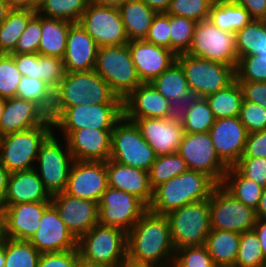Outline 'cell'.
Here are the masks:
<instances>
[{
    "instance_id": "cell-44",
    "label": "cell",
    "mask_w": 266,
    "mask_h": 267,
    "mask_svg": "<svg viewBox=\"0 0 266 267\" xmlns=\"http://www.w3.org/2000/svg\"><path fill=\"white\" fill-rule=\"evenodd\" d=\"M264 264L266 260L254 230L241 233L239 250L233 267H260Z\"/></svg>"
},
{
    "instance_id": "cell-53",
    "label": "cell",
    "mask_w": 266,
    "mask_h": 267,
    "mask_svg": "<svg viewBox=\"0 0 266 267\" xmlns=\"http://www.w3.org/2000/svg\"><path fill=\"white\" fill-rule=\"evenodd\" d=\"M144 40L170 49V14L157 13Z\"/></svg>"
},
{
    "instance_id": "cell-60",
    "label": "cell",
    "mask_w": 266,
    "mask_h": 267,
    "mask_svg": "<svg viewBox=\"0 0 266 267\" xmlns=\"http://www.w3.org/2000/svg\"><path fill=\"white\" fill-rule=\"evenodd\" d=\"M244 7L253 19L261 20L266 15V0H234Z\"/></svg>"
},
{
    "instance_id": "cell-33",
    "label": "cell",
    "mask_w": 266,
    "mask_h": 267,
    "mask_svg": "<svg viewBox=\"0 0 266 267\" xmlns=\"http://www.w3.org/2000/svg\"><path fill=\"white\" fill-rule=\"evenodd\" d=\"M208 19L222 31L233 33L254 20L250 13L234 0H214Z\"/></svg>"
},
{
    "instance_id": "cell-47",
    "label": "cell",
    "mask_w": 266,
    "mask_h": 267,
    "mask_svg": "<svg viewBox=\"0 0 266 267\" xmlns=\"http://www.w3.org/2000/svg\"><path fill=\"white\" fill-rule=\"evenodd\" d=\"M21 77L14 57L8 53H0V97H16Z\"/></svg>"
},
{
    "instance_id": "cell-3",
    "label": "cell",
    "mask_w": 266,
    "mask_h": 267,
    "mask_svg": "<svg viewBox=\"0 0 266 267\" xmlns=\"http://www.w3.org/2000/svg\"><path fill=\"white\" fill-rule=\"evenodd\" d=\"M217 185L207 174L187 170L157 186L148 209L166 216L184 205L209 199Z\"/></svg>"
},
{
    "instance_id": "cell-72",
    "label": "cell",
    "mask_w": 266,
    "mask_h": 267,
    "mask_svg": "<svg viewBox=\"0 0 266 267\" xmlns=\"http://www.w3.org/2000/svg\"><path fill=\"white\" fill-rule=\"evenodd\" d=\"M5 102H6V99L0 97V121H1V116L3 114V110H4V107H5Z\"/></svg>"
},
{
    "instance_id": "cell-2",
    "label": "cell",
    "mask_w": 266,
    "mask_h": 267,
    "mask_svg": "<svg viewBox=\"0 0 266 267\" xmlns=\"http://www.w3.org/2000/svg\"><path fill=\"white\" fill-rule=\"evenodd\" d=\"M101 103H123V100L94 69L65 72L60 84L54 90V104L49 118L53 121L67 107Z\"/></svg>"
},
{
    "instance_id": "cell-51",
    "label": "cell",
    "mask_w": 266,
    "mask_h": 267,
    "mask_svg": "<svg viewBox=\"0 0 266 267\" xmlns=\"http://www.w3.org/2000/svg\"><path fill=\"white\" fill-rule=\"evenodd\" d=\"M239 118L248 134L266 129V108L262 105L243 99Z\"/></svg>"
},
{
    "instance_id": "cell-40",
    "label": "cell",
    "mask_w": 266,
    "mask_h": 267,
    "mask_svg": "<svg viewBox=\"0 0 266 267\" xmlns=\"http://www.w3.org/2000/svg\"><path fill=\"white\" fill-rule=\"evenodd\" d=\"M188 170L185 160L178 152L156 156L149 172V183L154 190L160 184Z\"/></svg>"
},
{
    "instance_id": "cell-26",
    "label": "cell",
    "mask_w": 266,
    "mask_h": 267,
    "mask_svg": "<svg viewBox=\"0 0 266 267\" xmlns=\"http://www.w3.org/2000/svg\"><path fill=\"white\" fill-rule=\"evenodd\" d=\"M98 46L79 24L70 26L66 51L62 58L65 72L90 71L95 68Z\"/></svg>"
},
{
    "instance_id": "cell-74",
    "label": "cell",
    "mask_w": 266,
    "mask_h": 267,
    "mask_svg": "<svg viewBox=\"0 0 266 267\" xmlns=\"http://www.w3.org/2000/svg\"><path fill=\"white\" fill-rule=\"evenodd\" d=\"M261 20L263 21V23L265 24V27H266V15Z\"/></svg>"
},
{
    "instance_id": "cell-48",
    "label": "cell",
    "mask_w": 266,
    "mask_h": 267,
    "mask_svg": "<svg viewBox=\"0 0 266 267\" xmlns=\"http://www.w3.org/2000/svg\"><path fill=\"white\" fill-rule=\"evenodd\" d=\"M237 81L266 82V57L247 55L238 59L235 69Z\"/></svg>"
},
{
    "instance_id": "cell-36",
    "label": "cell",
    "mask_w": 266,
    "mask_h": 267,
    "mask_svg": "<svg viewBox=\"0 0 266 267\" xmlns=\"http://www.w3.org/2000/svg\"><path fill=\"white\" fill-rule=\"evenodd\" d=\"M36 10L12 9L0 24V53L10 54Z\"/></svg>"
},
{
    "instance_id": "cell-22",
    "label": "cell",
    "mask_w": 266,
    "mask_h": 267,
    "mask_svg": "<svg viewBox=\"0 0 266 267\" xmlns=\"http://www.w3.org/2000/svg\"><path fill=\"white\" fill-rule=\"evenodd\" d=\"M50 205L51 201H43L1 206L5 237L29 241L39 228L44 211Z\"/></svg>"
},
{
    "instance_id": "cell-21",
    "label": "cell",
    "mask_w": 266,
    "mask_h": 267,
    "mask_svg": "<svg viewBox=\"0 0 266 267\" xmlns=\"http://www.w3.org/2000/svg\"><path fill=\"white\" fill-rule=\"evenodd\" d=\"M208 133L217 155L228 167L242 157L248 133L239 116L216 119Z\"/></svg>"
},
{
    "instance_id": "cell-32",
    "label": "cell",
    "mask_w": 266,
    "mask_h": 267,
    "mask_svg": "<svg viewBox=\"0 0 266 267\" xmlns=\"http://www.w3.org/2000/svg\"><path fill=\"white\" fill-rule=\"evenodd\" d=\"M73 23L41 15V39L38 53L45 56L63 58L67 36Z\"/></svg>"
},
{
    "instance_id": "cell-6",
    "label": "cell",
    "mask_w": 266,
    "mask_h": 267,
    "mask_svg": "<svg viewBox=\"0 0 266 267\" xmlns=\"http://www.w3.org/2000/svg\"><path fill=\"white\" fill-rule=\"evenodd\" d=\"M94 71L122 100L142 83L132 61L128 43L98 47Z\"/></svg>"
},
{
    "instance_id": "cell-68",
    "label": "cell",
    "mask_w": 266,
    "mask_h": 267,
    "mask_svg": "<svg viewBox=\"0 0 266 267\" xmlns=\"http://www.w3.org/2000/svg\"><path fill=\"white\" fill-rule=\"evenodd\" d=\"M120 267H161L156 264H146V263H135L126 259Z\"/></svg>"
},
{
    "instance_id": "cell-67",
    "label": "cell",
    "mask_w": 266,
    "mask_h": 267,
    "mask_svg": "<svg viewBox=\"0 0 266 267\" xmlns=\"http://www.w3.org/2000/svg\"><path fill=\"white\" fill-rule=\"evenodd\" d=\"M93 1L101 5L119 8L123 3H125L128 0H93Z\"/></svg>"
},
{
    "instance_id": "cell-69",
    "label": "cell",
    "mask_w": 266,
    "mask_h": 267,
    "mask_svg": "<svg viewBox=\"0 0 266 267\" xmlns=\"http://www.w3.org/2000/svg\"><path fill=\"white\" fill-rule=\"evenodd\" d=\"M76 267H99V266L79 256Z\"/></svg>"
},
{
    "instance_id": "cell-45",
    "label": "cell",
    "mask_w": 266,
    "mask_h": 267,
    "mask_svg": "<svg viewBox=\"0 0 266 267\" xmlns=\"http://www.w3.org/2000/svg\"><path fill=\"white\" fill-rule=\"evenodd\" d=\"M215 117L205 98H200L189 108L183 124L184 133H205L215 123Z\"/></svg>"
},
{
    "instance_id": "cell-13",
    "label": "cell",
    "mask_w": 266,
    "mask_h": 267,
    "mask_svg": "<svg viewBox=\"0 0 266 267\" xmlns=\"http://www.w3.org/2000/svg\"><path fill=\"white\" fill-rule=\"evenodd\" d=\"M256 211L235 199L220 184L210 196V227L216 230L243 233L253 230Z\"/></svg>"
},
{
    "instance_id": "cell-29",
    "label": "cell",
    "mask_w": 266,
    "mask_h": 267,
    "mask_svg": "<svg viewBox=\"0 0 266 267\" xmlns=\"http://www.w3.org/2000/svg\"><path fill=\"white\" fill-rule=\"evenodd\" d=\"M51 201L35 169L10 173L4 202L1 206L26 202Z\"/></svg>"
},
{
    "instance_id": "cell-66",
    "label": "cell",
    "mask_w": 266,
    "mask_h": 267,
    "mask_svg": "<svg viewBox=\"0 0 266 267\" xmlns=\"http://www.w3.org/2000/svg\"><path fill=\"white\" fill-rule=\"evenodd\" d=\"M12 8L5 0H0V24L7 18Z\"/></svg>"
},
{
    "instance_id": "cell-65",
    "label": "cell",
    "mask_w": 266,
    "mask_h": 267,
    "mask_svg": "<svg viewBox=\"0 0 266 267\" xmlns=\"http://www.w3.org/2000/svg\"><path fill=\"white\" fill-rule=\"evenodd\" d=\"M255 211L257 218L266 219V188L263 190L259 205Z\"/></svg>"
},
{
    "instance_id": "cell-56",
    "label": "cell",
    "mask_w": 266,
    "mask_h": 267,
    "mask_svg": "<svg viewBox=\"0 0 266 267\" xmlns=\"http://www.w3.org/2000/svg\"><path fill=\"white\" fill-rule=\"evenodd\" d=\"M15 60L18 71L22 76L40 79L39 53H10Z\"/></svg>"
},
{
    "instance_id": "cell-54",
    "label": "cell",
    "mask_w": 266,
    "mask_h": 267,
    "mask_svg": "<svg viewBox=\"0 0 266 267\" xmlns=\"http://www.w3.org/2000/svg\"><path fill=\"white\" fill-rule=\"evenodd\" d=\"M65 75L63 60L59 57L40 55V79L53 90Z\"/></svg>"
},
{
    "instance_id": "cell-62",
    "label": "cell",
    "mask_w": 266,
    "mask_h": 267,
    "mask_svg": "<svg viewBox=\"0 0 266 267\" xmlns=\"http://www.w3.org/2000/svg\"><path fill=\"white\" fill-rule=\"evenodd\" d=\"M12 9L36 10L39 0H5Z\"/></svg>"
},
{
    "instance_id": "cell-71",
    "label": "cell",
    "mask_w": 266,
    "mask_h": 267,
    "mask_svg": "<svg viewBox=\"0 0 266 267\" xmlns=\"http://www.w3.org/2000/svg\"><path fill=\"white\" fill-rule=\"evenodd\" d=\"M5 239L4 235V218L3 215H0V245H2L3 241Z\"/></svg>"
},
{
    "instance_id": "cell-24",
    "label": "cell",
    "mask_w": 266,
    "mask_h": 267,
    "mask_svg": "<svg viewBox=\"0 0 266 267\" xmlns=\"http://www.w3.org/2000/svg\"><path fill=\"white\" fill-rule=\"evenodd\" d=\"M156 156L175 153L182 141L184 129L165 118H142L133 121Z\"/></svg>"
},
{
    "instance_id": "cell-31",
    "label": "cell",
    "mask_w": 266,
    "mask_h": 267,
    "mask_svg": "<svg viewBox=\"0 0 266 267\" xmlns=\"http://www.w3.org/2000/svg\"><path fill=\"white\" fill-rule=\"evenodd\" d=\"M240 233L211 229L204 246L217 267L234 266L239 250Z\"/></svg>"
},
{
    "instance_id": "cell-34",
    "label": "cell",
    "mask_w": 266,
    "mask_h": 267,
    "mask_svg": "<svg viewBox=\"0 0 266 267\" xmlns=\"http://www.w3.org/2000/svg\"><path fill=\"white\" fill-rule=\"evenodd\" d=\"M235 199L256 210L264 187L243 177L233 166H230L220 184Z\"/></svg>"
},
{
    "instance_id": "cell-14",
    "label": "cell",
    "mask_w": 266,
    "mask_h": 267,
    "mask_svg": "<svg viewBox=\"0 0 266 267\" xmlns=\"http://www.w3.org/2000/svg\"><path fill=\"white\" fill-rule=\"evenodd\" d=\"M78 23L94 39L98 47L129 42L118 8L101 5L91 0Z\"/></svg>"
},
{
    "instance_id": "cell-16",
    "label": "cell",
    "mask_w": 266,
    "mask_h": 267,
    "mask_svg": "<svg viewBox=\"0 0 266 267\" xmlns=\"http://www.w3.org/2000/svg\"><path fill=\"white\" fill-rule=\"evenodd\" d=\"M177 152L188 170L203 172L221 184L229 167L217 155L208 132L184 133Z\"/></svg>"
},
{
    "instance_id": "cell-76",
    "label": "cell",
    "mask_w": 266,
    "mask_h": 267,
    "mask_svg": "<svg viewBox=\"0 0 266 267\" xmlns=\"http://www.w3.org/2000/svg\"><path fill=\"white\" fill-rule=\"evenodd\" d=\"M2 214V207H1V205H0V215Z\"/></svg>"
},
{
    "instance_id": "cell-37",
    "label": "cell",
    "mask_w": 266,
    "mask_h": 267,
    "mask_svg": "<svg viewBox=\"0 0 266 267\" xmlns=\"http://www.w3.org/2000/svg\"><path fill=\"white\" fill-rule=\"evenodd\" d=\"M151 84L170 102L191 93L184 71L175 61L171 66L155 78Z\"/></svg>"
},
{
    "instance_id": "cell-57",
    "label": "cell",
    "mask_w": 266,
    "mask_h": 267,
    "mask_svg": "<svg viewBox=\"0 0 266 267\" xmlns=\"http://www.w3.org/2000/svg\"><path fill=\"white\" fill-rule=\"evenodd\" d=\"M200 98L201 97L198 95L189 93L180 98L179 101L170 102V108L165 119L183 126L187 111L194 106Z\"/></svg>"
},
{
    "instance_id": "cell-73",
    "label": "cell",
    "mask_w": 266,
    "mask_h": 267,
    "mask_svg": "<svg viewBox=\"0 0 266 267\" xmlns=\"http://www.w3.org/2000/svg\"><path fill=\"white\" fill-rule=\"evenodd\" d=\"M262 50L259 52L258 55L262 57H266V39H264V44L262 45Z\"/></svg>"
},
{
    "instance_id": "cell-55",
    "label": "cell",
    "mask_w": 266,
    "mask_h": 267,
    "mask_svg": "<svg viewBox=\"0 0 266 267\" xmlns=\"http://www.w3.org/2000/svg\"><path fill=\"white\" fill-rule=\"evenodd\" d=\"M79 256L78 249L42 253L37 267H76Z\"/></svg>"
},
{
    "instance_id": "cell-42",
    "label": "cell",
    "mask_w": 266,
    "mask_h": 267,
    "mask_svg": "<svg viewBox=\"0 0 266 267\" xmlns=\"http://www.w3.org/2000/svg\"><path fill=\"white\" fill-rule=\"evenodd\" d=\"M41 253L27 240L5 237L4 267H37Z\"/></svg>"
},
{
    "instance_id": "cell-10",
    "label": "cell",
    "mask_w": 266,
    "mask_h": 267,
    "mask_svg": "<svg viewBox=\"0 0 266 267\" xmlns=\"http://www.w3.org/2000/svg\"><path fill=\"white\" fill-rule=\"evenodd\" d=\"M110 159L123 165L149 171L156 155L135 123L123 116L115 124L111 133Z\"/></svg>"
},
{
    "instance_id": "cell-20",
    "label": "cell",
    "mask_w": 266,
    "mask_h": 267,
    "mask_svg": "<svg viewBox=\"0 0 266 267\" xmlns=\"http://www.w3.org/2000/svg\"><path fill=\"white\" fill-rule=\"evenodd\" d=\"M29 242L41 254L77 249V239L52 204L44 211L39 228Z\"/></svg>"
},
{
    "instance_id": "cell-50",
    "label": "cell",
    "mask_w": 266,
    "mask_h": 267,
    "mask_svg": "<svg viewBox=\"0 0 266 267\" xmlns=\"http://www.w3.org/2000/svg\"><path fill=\"white\" fill-rule=\"evenodd\" d=\"M41 39V15L36 13L21 34L11 53H38Z\"/></svg>"
},
{
    "instance_id": "cell-5",
    "label": "cell",
    "mask_w": 266,
    "mask_h": 267,
    "mask_svg": "<svg viewBox=\"0 0 266 267\" xmlns=\"http://www.w3.org/2000/svg\"><path fill=\"white\" fill-rule=\"evenodd\" d=\"M77 249L99 267H120L127 259V233L98 223L77 240Z\"/></svg>"
},
{
    "instance_id": "cell-61",
    "label": "cell",
    "mask_w": 266,
    "mask_h": 267,
    "mask_svg": "<svg viewBox=\"0 0 266 267\" xmlns=\"http://www.w3.org/2000/svg\"><path fill=\"white\" fill-rule=\"evenodd\" d=\"M253 230L259 238L263 256L266 260V219L257 218Z\"/></svg>"
},
{
    "instance_id": "cell-64",
    "label": "cell",
    "mask_w": 266,
    "mask_h": 267,
    "mask_svg": "<svg viewBox=\"0 0 266 267\" xmlns=\"http://www.w3.org/2000/svg\"><path fill=\"white\" fill-rule=\"evenodd\" d=\"M150 8L157 13L166 12L170 6L171 0H143Z\"/></svg>"
},
{
    "instance_id": "cell-7",
    "label": "cell",
    "mask_w": 266,
    "mask_h": 267,
    "mask_svg": "<svg viewBox=\"0 0 266 267\" xmlns=\"http://www.w3.org/2000/svg\"><path fill=\"white\" fill-rule=\"evenodd\" d=\"M175 250L202 246L211 230L210 198L184 205L166 215Z\"/></svg>"
},
{
    "instance_id": "cell-38",
    "label": "cell",
    "mask_w": 266,
    "mask_h": 267,
    "mask_svg": "<svg viewBox=\"0 0 266 267\" xmlns=\"http://www.w3.org/2000/svg\"><path fill=\"white\" fill-rule=\"evenodd\" d=\"M91 0H39L36 13L78 23Z\"/></svg>"
},
{
    "instance_id": "cell-12",
    "label": "cell",
    "mask_w": 266,
    "mask_h": 267,
    "mask_svg": "<svg viewBox=\"0 0 266 267\" xmlns=\"http://www.w3.org/2000/svg\"><path fill=\"white\" fill-rule=\"evenodd\" d=\"M187 54L232 66L236 69L235 33L222 31L209 19L197 22Z\"/></svg>"
},
{
    "instance_id": "cell-52",
    "label": "cell",
    "mask_w": 266,
    "mask_h": 267,
    "mask_svg": "<svg viewBox=\"0 0 266 267\" xmlns=\"http://www.w3.org/2000/svg\"><path fill=\"white\" fill-rule=\"evenodd\" d=\"M233 167L245 178L266 188V158H240Z\"/></svg>"
},
{
    "instance_id": "cell-11",
    "label": "cell",
    "mask_w": 266,
    "mask_h": 267,
    "mask_svg": "<svg viewBox=\"0 0 266 267\" xmlns=\"http://www.w3.org/2000/svg\"><path fill=\"white\" fill-rule=\"evenodd\" d=\"M122 117L123 103L83 104L65 108L52 122L54 131L113 130Z\"/></svg>"
},
{
    "instance_id": "cell-46",
    "label": "cell",
    "mask_w": 266,
    "mask_h": 267,
    "mask_svg": "<svg viewBox=\"0 0 266 267\" xmlns=\"http://www.w3.org/2000/svg\"><path fill=\"white\" fill-rule=\"evenodd\" d=\"M213 2L214 0H171L166 13L199 22L209 18Z\"/></svg>"
},
{
    "instance_id": "cell-1",
    "label": "cell",
    "mask_w": 266,
    "mask_h": 267,
    "mask_svg": "<svg viewBox=\"0 0 266 267\" xmlns=\"http://www.w3.org/2000/svg\"><path fill=\"white\" fill-rule=\"evenodd\" d=\"M174 253L167 217L148 209L127 233V259L168 267Z\"/></svg>"
},
{
    "instance_id": "cell-9",
    "label": "cell",
    "mask_w": 266,
    "mask_h": 267,
    "mask_svg": "<svg viewBox=\"0 0 266 267\" xmlns=\"http://www.w3.org/2000/svg\"><path fill=\"white\" fill-rule=\"evenodd\" d=\"M191 93L205 98L226 88L235 80V69L223 63L198 58L187 53L176 55Z\"/></svg>"
},
{
    "instance_id": "cell-18",
    "label": "cell",
    "mask_w": 266,
    "mask_h": 267,
    "mask_svg": "<svg viewBox=\"0 0 266 267\" xmlns=\"http://www.w3.org/2000/svg\"><path fill=\"white\" fill-rule=\"evenodd\" d=\"M112 131L84 128L55 134L65 139L74 160L105 162L110 159Z\"/></svg>"
},
{
    "instance_id": "cell-43",
    "label": "cell",
    "mask_w": 266,
    "mask_h": 267,
    "mask_svg": "<svg viewBox=\"0 0 266 267\" xmlns=\"http://www.w3.org/2000/svg\"><path fill=\"white\" fill-rule=\"evenodd\" d=\"M196 25L194 20L170 15V50L175 55L189 51Z\"/></svg>"
},
{
    "instance_id": "cell-58",
    "label": "cell",
    "mask_w": 266,
    "mask_h": 267,
    "mask_svg": "<svg viewBox=\"0 0 266 267\" xmlns=\"http://www.w3.org/2000/svg\"><path fill=\"white\" fill-rule=\"evenodd\" d=\"M266 158V129L249 133L241 158Z\"/></svg>"
},
{
    "instance_id": "cell-39",
    "label": "cell",
    "mask_w": 266,
    "mask_h": 267,
    "mask_svg": "<svg viewBox=\"0 0 266 267\" xmlns=\"http://www.w3.org/2000/svg\"><path fill=\"white\" fill-rule=\"evenodd\" d=\"M16 97L36 103L48 115L52 113L54 90L41 79L22 76Z\"/></svg>"
},
{
    "instance_id": "cell-27",
    "label": "cell",
    "mask_w": 266,
    "mask_h": 267,
    "mask_svg": "<svg viewBox=\"0 0 266 267\" xmlns=\"http://www.w3.org/2000/svg\"><path fill=\"white\" fill-rule=\"evenodd\" d=\"M48 119L49 115L36 103L17 97L8 98L1 116L0 137L36 128Z\"/></svg>"
},
{
    "instance_id": "cell-23",
    "label": "cell",
    "mask_w": 266,
    "mask_h": 267,
    "mask_svg": "<svg viewBox=\"0 0 266 267\" xmlns=\"http://www.w3.org/2000/svg\"><path fill=\"white\" fill-rule=\"evenodd\" d=\"M128 46L142 83H151L176 61V55L170 49L144 39L129 41Z\"/></svg>"
},
{
    "instance_id": "cell-63",
    "label": "cell",
    "mask_w": 266,
    "mask_h": 267,
    "mask_svg": "<svg viewBox=\"0 0 266 267\" xmlns=\"http://www.w3.org/2000/svg\"><path fill=\"white\" fill-rule=\"evenodd\" d=\"M10 172L0 162V205L4 202Z\"/></svg>"
},
{
    "instance_id": "cell-30",
    "label": "cell",
    "mask_w": 266,
    "mask_h": 267,
    "mask_svg": "<svg viewBox=\"0 0 266 267\" xmlns=\"http://www.w3.org/2000/svg\"><path fill=\"white\" fill-rule=\"evenodd\" d=\"M118 9L129 41L145 39L157 12L143 0H128Z\"/></svg>"
},
{
    "instance_id": "cell-41",
    "label": "cell",
    "mask_w": 266,
    "mask_h": 267,
    "mask_svg": "<svg viewBox=\"0 0 266 267\" xmlns=\"http://www.w3.org/2000/svg\"><path fill=\"white\" fill-rule=\"evenodd\" d=\"M266 39V27L262 20L254 19L235 33L238 59L247 55H257Z\"/></svg>"
},
{
    "instance_id": "cell-15",
    "label": "cell",
    "mask_w": 266,
    "mask_h": 267,
    "mask_svg": "<svg viewBox=\"0 0 266 267\" xmlns=\"http://www.w3.org/2000/svg\"><path fill=\"white\" fill-rule=\"evenodd\" d=\"M99 205V224L116 227L128 233L148 206L135 195L108 187Z\"/></svg>"
},
{
    "instance_id": "cell-49",
    "label": "cell",
    "mask_w": 266,
    "mask_h": 267,
    "mask_svg": "<svg viewBox=\"0 0 266 267\" xmlns=\"http://www.w3.org/2000/svg\"><path fill=\"white\" fill-rule=\"evenodd\" d=\"M173 263L177 267H217L204 245L175 250Z\"/></svg>"
},
{
    "instance_id": "cell-59",
    "label": "cell",
    "mask_w": 266,
    "mask_h": 267,
    "mask_svg": "<svg viewBox=\"0 0 266 267\" xmlns=\"http://www.w3.org/2000/svg\"><path fill=\"white\" fill-rule=\"evenodd\" d=\"M245 101H250L262 105L266 108V82L238 81Z\"/></svg>"
},
{
    "instance_id": "cell-70",
    "label": "cell",
    "mask_w": 266,
    "mask_h": 267,
    "mask_svg": "<svg viewBox=\"0 0 266 267\" xmlns=\"http://www.w3.org/2000/svg\"><path fill=\"white\" fill-rule=\"evenodd\" d=\"M5 264V239L0 245V267H4Z\"/></svg>"
},
{
    "instance_id": "cell-28",
    "label": "cell",
    "mask_w": 266,
    "mask_h": 267,
    "mask_svg": "<svg viewBox=\"0 0 266 267\" xmlns=\"http://www.w3.org/2000/svg\"><path fill=\"white\" fill-rule=\"evenodd\" d=\"M105 162L108 186L135 195L149 207L153 199V189L149 183V172L123 165L111 159Z\"/></svg>"
},
{
    "instance_id": "cell-17",
    "label": "cell",
    "mask_w": 266,
    "mask_h": 267,
    "mask_svg": "<svg viewBox=\"0 0 266 267\" xmlns=\"http://www.w3.org/2000/svg\"><path fill=\"white\" fill-rule=\"evenodd\" d=\"M108 187L106 162L74 160L64 193L99 203Z\"/></svg>"
},
{
    "instance_id": "cell-8",
    "label": "cell",
    "mask_w": 266,
    "mask_h": 267,
    "mask_svg": "<svg viewBox=\"0 0 266 267\" xmlns=\"http://www.w3.org/2000/svg\"><path fill=\"white\" fill-rule=\"evenodd\" d=\"M73 162L67 142L54 131L41 145L34 168L50 196L66 190Z\"/></svg>"
},
{
    "instance_id": "cell-35",
    "label": "cell",
    "mask_w": 266,
    "mask_h": 267,
    "mask_svg": "<svg viewBox=\"0 0 266 267\" xmlns=\"http://www.w3.org/2000/svg\"><path fill=\"white\" fill-rule=\"evenodd\" d=\"M215 119L237 117L243 102V90L235 79L226 88L205 97Z\"/></svg>"
},
{
    "instance_id": "cell-75",
    "label": "cell",
    "mask_w": 266,
    "mask_h": 267,
    "mask_svg": "<svg viewBox=\"0 0 266 267\" xmlns=\"http://www.w3.org/2000/svg\"><path fill=\"white\" fill-rule=\"evenodd\" d=\"M168 267H177L173 262Z\"/></svg>"
},
{
    "instance_id": "cell-4",
    "label": "cell",
    "mask_w": 266,
    "mask_h": 267,
    "mask_svg": "<svg viewBox=\"0 0 266 267\" xmlns=\"http://www.w3.org/2000/svg\"><path fill=\"white\" fill-rule=\"evenodd\" d=\"M54 132L49 118L44 124L0 137V162L10 172L35 168L41 145Z\"/></svg>"
},
{
    "instance_id": "cell-19",
    "label": "cell",
    "mask_w": 266,
    "mask_h": 267,
    "mask_svg": "<svg viewBox=\"0 0 266 267\" xmlns=\"http://www.w3.org/2000/svg\"><path fill=\"white\" fill-rule=\"evenodd\" d=\"M51 204L77 240L99 223V205L93 200L76 198L63 192L51 196Z\"/></svg>"
},
{
    "instance_id": "cell-25",
    "label": "cell",
    "mask_w": 266,
    "mask_h": 267,
    "mask_svg": "<svg viewBox=\"0 0 266 267\" xmlns=\"http://www.w3.org/2000/svg\"><path fill=\"white\" fill-rule=\"evenodd\" d=\"M170 108L167 100L151 83H141L123 100V116L129 120L165 118Z\"/></svg>"
}]
</instances>
